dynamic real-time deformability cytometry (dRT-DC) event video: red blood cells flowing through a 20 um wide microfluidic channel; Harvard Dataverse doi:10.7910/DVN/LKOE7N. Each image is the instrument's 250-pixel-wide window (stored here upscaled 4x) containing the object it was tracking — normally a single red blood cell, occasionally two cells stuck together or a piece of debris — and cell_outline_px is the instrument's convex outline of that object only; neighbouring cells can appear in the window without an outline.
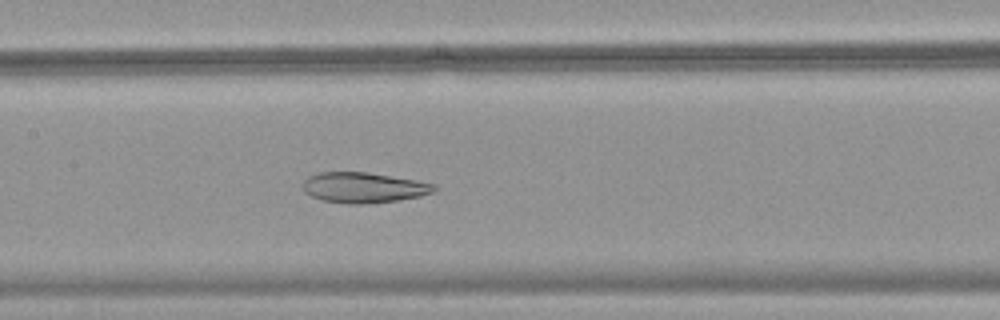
{"species": "common noctule bat (a hibernating species)", "species_latin": "Nyctalus noctula", "temperature_condition": "warm", "stored_images_in_passage": 37, "camera_frame_rate_fps": 3000, "um_per_image_px": 0.085, "animal": {"sex": "female", "body_mass_g": 18.4}, "frame": {"image": 1, "passage_image": 13, "time_ms": 4.0, "image_size_px": [1000, 320], "cell_outline_px": [[436, 188], [432, 192], [420, 196], [396, 200], [368, 204], [348, 204], [320, 200], [304, 192], [304, 180], [308, 176], [320, 172], [368, 172], [416, 180], [436, 184]], "centroid_in_image_um": [30.89, 15.94], "position_along_channel_um": 176.5, "area_um2": 23.29}}
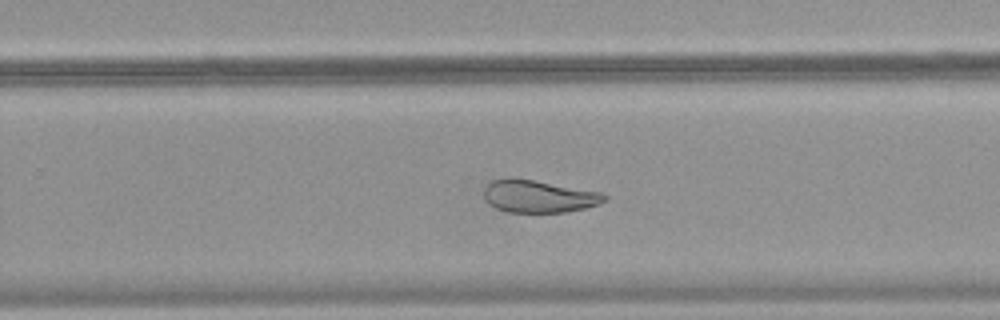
{"frame": {"image": 2, "passage_image": 21, "time_ms": 6.667, "image_size_px": [1000, 320], "cell_outline_px": [[608, 200], [600, 204], [584, 208], [564, 212], [508, 212], [496, 208], [488, 204], [484, 200], [484, 188], [492, 180], [508, 176], [512, 176], [604, 192], [608, 196]], "centroid_in_image_um": [45.79, 16.66], "position_along_channel_um": 284.0, "area_um2": 23.35}}
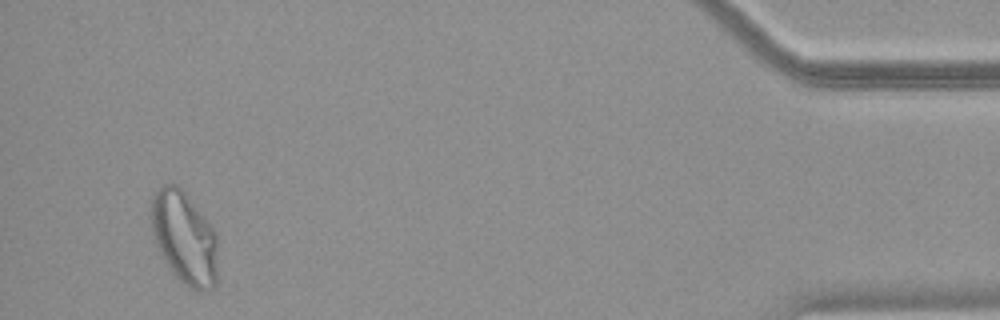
{"frame": {"image": 3, "passage_image": 36, "time_ms": 11.667, "image_size_px": [1000, 320], "cell_outline_px": [[216, 284], [212, 288], [204, 292], [200, 292], [184, 284], [172, 272], [164, 260], [156, 244], [152, 232], [152, 196], [156, 188], [164, 184], [180, 184], [216, 232]], "centroid_in_image_um": [15.66, 20.18], "position_along_channel_um": 419.5, "area_um2": 36.01}}